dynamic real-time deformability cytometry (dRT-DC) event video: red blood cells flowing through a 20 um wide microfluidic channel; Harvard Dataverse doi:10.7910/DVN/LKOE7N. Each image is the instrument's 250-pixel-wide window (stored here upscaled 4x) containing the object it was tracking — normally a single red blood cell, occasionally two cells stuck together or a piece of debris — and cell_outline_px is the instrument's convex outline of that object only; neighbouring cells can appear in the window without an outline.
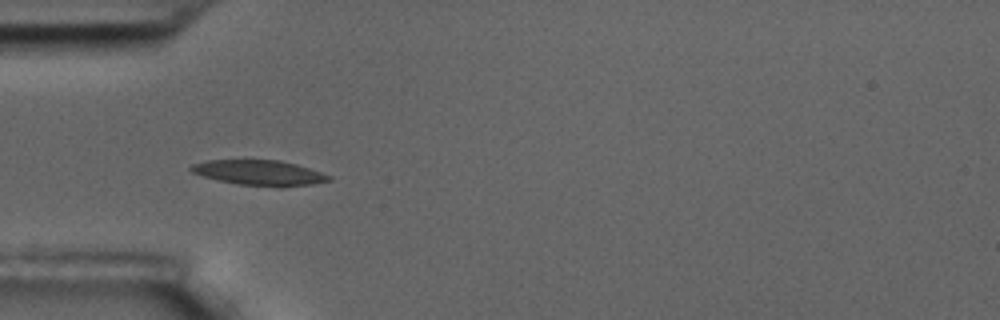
{"species": "common noctule bat (a hibernating species)", "species_latin": "Nyctalus noctula", "temperature_condition": "room temperature", "stored_images_in_passage": 41, "camera_frame_rate_fps": 3000, "um_per_image_px": 0.085, "animal": {"sex": "male", "body_mass_g": 17.5, "forearm_length_mm": 52.3}, "frame": {"image": 1, "passage_image": 1, "time_ms": 0.0, "image_size_px": [1000, 320], "cell_outline_px": [[332, 180], [312, 184], [280, 188], [236, 184], [204, 176], [192, 172], [188, 168], [192, 164], [208, 160], [280, 160], [296, 164], [332, 176]], "centroid_in_image_um": [22.07, 14.7], "position_along_channel_um": 62.9, "area_um2": 20.35}}
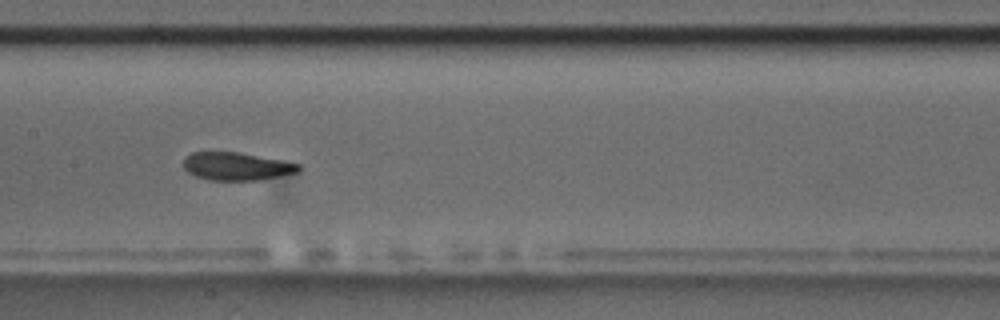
{"frame": {"image": 2, "passage_image": 12, "time_ms": 3.667, "image_size_px": [1000, 320], "cell_outline_px": [[300, 168], [296, 172], [256, 180], [212, 180], [196, 176], [188, 172], [184, 168], [184, 156], [192, 152], [236, 152], [280, 160], [300, 164]], "centroid_in_image_um": [20.04, 14.13], "position_along_channel_um": 187.4, "area_um2": 18.32}}
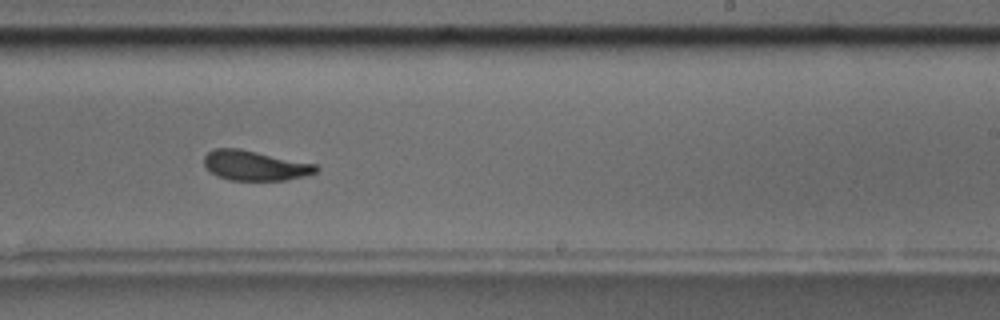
{"frame": {"image": 3, "passage_image": 19, "time_ms": 6.0, "image_size_px": [1000, 320], "cell_outline_px": [[320, 168], [316, 172], [304, 176], [288, 180], [228, 180], [212, 172], [204, 164], [204, 156], [208, 152], [216, 148], [240, 148], [316, 164]], "centroid_in_image_um": [21.7, 14.06], "position_along_channel_um": 267.3, "area_um2": 19.42}, "authors_computed_cell_mechanics": {"area_um2": 19.941, "velocity_mm_per_s": 3.4378, "shape_relaxation_time_tau1_ms": 6.1147, "shape_relaxation_time_tau2_ms": 3.0525, "deformation_change_tau1": 0.1284, "deformation_change_tau2": 0.103}}